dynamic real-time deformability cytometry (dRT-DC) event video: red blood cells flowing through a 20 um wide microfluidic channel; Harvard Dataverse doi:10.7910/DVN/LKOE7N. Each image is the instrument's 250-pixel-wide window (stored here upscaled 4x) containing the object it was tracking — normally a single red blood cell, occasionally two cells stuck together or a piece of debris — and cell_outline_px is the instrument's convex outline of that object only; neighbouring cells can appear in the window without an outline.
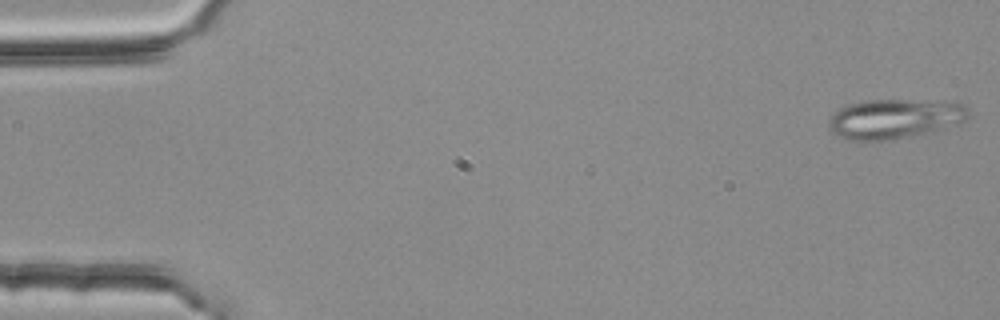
{"species": "common noctule bat (a hibernating species)", "species_latin": "Nyctalus noctula", "temperature_condition": "room temperature", "stored_images_in_passage": 11, "camera_frame_rate_fps": 3000, "um_per_image_px": 0.085, "animal": {"sex": "female", "body_mass_g": 25.1}, "frame": {"image": 1, "passage_image": 1, "time_ms": 0.0, "image_size_px": [1000, 320], "cell_outline_px": [[968, 116], [960, 124], [888, 140], [848, 140], [832, 132], [828, 124], [828, 120], [840, 108], [848, 104], [868, 100], [956, 100], [964, 104], [968, 108]], "centroid_in_image_um": [76.09, 10.06], "position_along_channel_um": 8.9, "area_um2": 32.19}}